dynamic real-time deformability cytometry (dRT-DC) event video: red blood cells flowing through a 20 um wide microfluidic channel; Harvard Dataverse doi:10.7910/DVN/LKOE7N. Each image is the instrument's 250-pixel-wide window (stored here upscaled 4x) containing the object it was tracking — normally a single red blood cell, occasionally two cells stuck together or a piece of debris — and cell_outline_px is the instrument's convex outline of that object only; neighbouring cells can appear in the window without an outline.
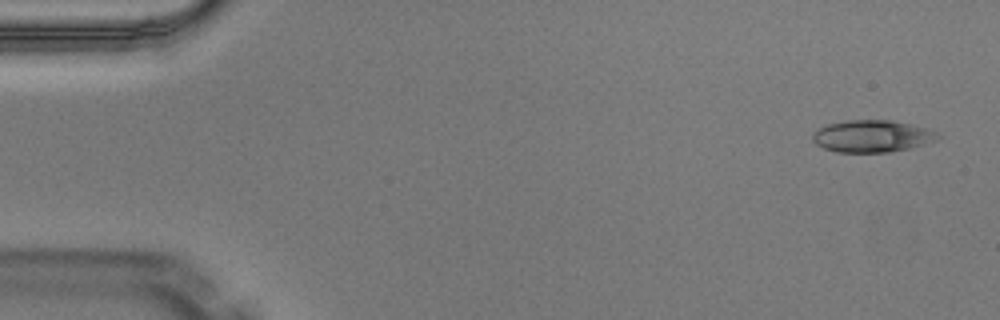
{"species": "Egyptian fruit bat (a non-hibernating species)", "species_latin": "Rousettus aegyptiacus", "temperature_condition": "warm", "stored_images_in_passage": 4, "camera_frame_rate_fps": 3000, "um_per_image_px": 0.085, "animal": {"sex": "male"}, "frame": {"image": 1, "passage_image": 1, "time_ms": 0.0, "image_size_px": [1000, 320], "cell_outline_px": [[940, 136], [936, 140], [924, 144], [908, 148], [888, 152], [836, 152], [824, 148], [816, 144], [812, 140], [812, 132], [828, 124], [848, 120], [892, 120], [924, 128], [936, 132]], "centroid_in_image_um": [74.08, 11.57], "position_along_channel_um": 10.9, "area_um2": 23.12}}
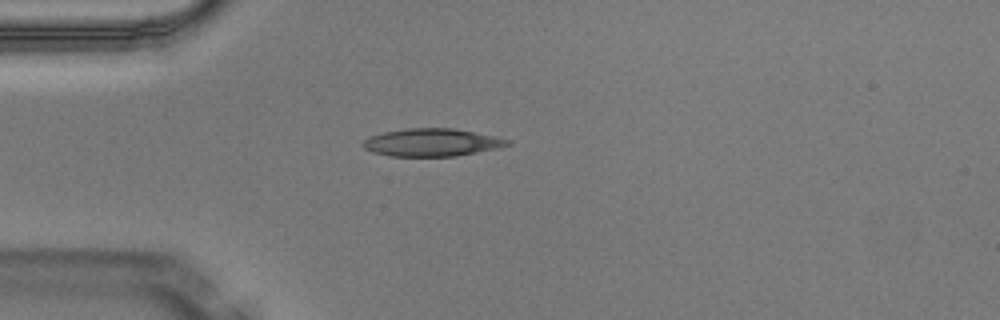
{"frame": {"image": 2, "passage_image": 4, "time_ms": 1.0, "image_size_px": [1000, 320], "cell_outline_px": [[512, 144], [500, 148], [456, 156], [392, 156], [372, 152], [364, 148], [360, 144], [368, 136], [384, 132], [408, 128], [452, 128], [512, 140]], "centroid_in_image_um": [36.7, 12.11], "position_along_channel_um": 48.3, "area_um2": 23.35}}